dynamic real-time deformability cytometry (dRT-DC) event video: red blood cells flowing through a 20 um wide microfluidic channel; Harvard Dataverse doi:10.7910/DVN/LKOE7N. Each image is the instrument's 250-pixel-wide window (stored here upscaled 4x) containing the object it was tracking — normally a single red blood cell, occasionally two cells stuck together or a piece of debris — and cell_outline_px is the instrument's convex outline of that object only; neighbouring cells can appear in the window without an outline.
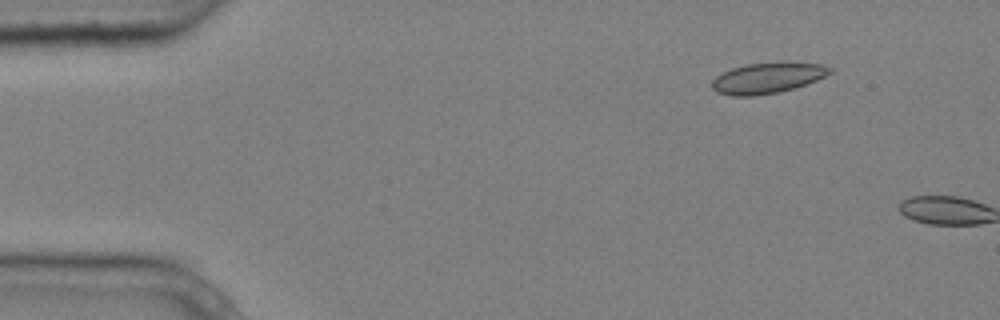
{"species": "common noctule bat (a hibernating species)", "species_latin": "Nyctalus noctula", "temperature_condition": "cold", "stored_images_in_passage": 2, "camera_frame_rate_fps": 3000, "um_per_image_px": 0.085, "animal": {"sex": "male", "body_mass_g": 20.4}, "frame": {"image": 1, "passage_image": 1, "time_ms": 0.0, "image_size_px": [1000, 320], "cell_outline_px": [[832, 72], [816, 80], [792, 88], [776, 92], [752, 96], [732, 96], [716, 92], [712, 88], [712, 80], [716, 76], [732, 68], [748, 64], [784, 60], [820, 64], [832, 68]], "centroid_in_image_um": [65.23, 6.59], "position_along_channel_um": 19.8, "area_um2": 21.21}}